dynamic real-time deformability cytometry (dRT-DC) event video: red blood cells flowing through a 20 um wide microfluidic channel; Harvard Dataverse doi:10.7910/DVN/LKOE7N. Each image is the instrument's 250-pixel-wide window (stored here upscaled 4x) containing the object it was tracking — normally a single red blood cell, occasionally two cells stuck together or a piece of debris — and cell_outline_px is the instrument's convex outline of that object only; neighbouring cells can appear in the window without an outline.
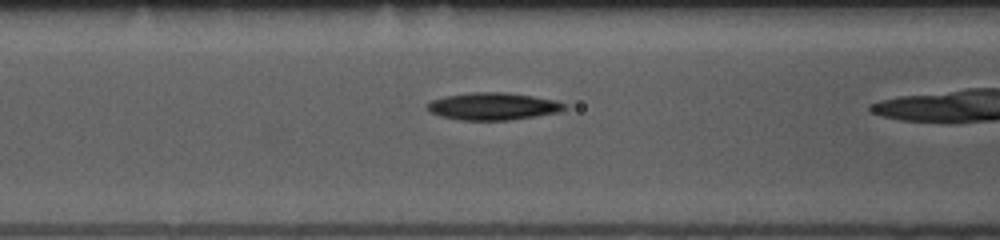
{"species": "common noctule bat (a hibernating species)", "species_latin": "Nyctalus noctula", "temperature_condition": "room temperature", "stored_images_in_passage": 33, "camera_frame_rate_fps": 3000, "um_per_image_px": 0.085, "animal": {"sex": "female", "body_mass_g": 10.0, "forearm_length_mm": 53.1}, "frame": {"image": 1, "passage_image": 12, "time_ms": 3.667, "image_size_px": [1000, 240], "cell_outline_px": [[568, 108], [560, 112], [508, 120], [460, 120], [440, 116], [428, 112], [424, 108], [424, 104], [432, 100], [444, 96], [472, 92], [504, 92], [532, 96], [556, 100], [564, 104]], "centroid_in_image_um": [41.84, 9.03], "position_along_channel_um": 124.8, "area_um2": 22.02}}
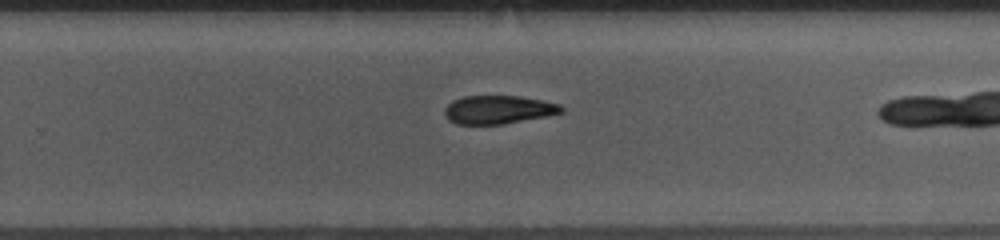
{"frame": {"image": 2, "passage_image": 25, "time_ms": 8.0, "image_size_px": [1000, 240], "cell_outline_px": [[564, 112], [548, 116], [504, 124], [456, 124], [448, 120], [444, 116], [444, 108], [452, 100], [464, 96], [520, 96], [560, 104], [564, 108]], "centroid_in_image_um": [42.35, 9.32], "position_along_channel_um": 287.5, "area_um2": 19.48}}
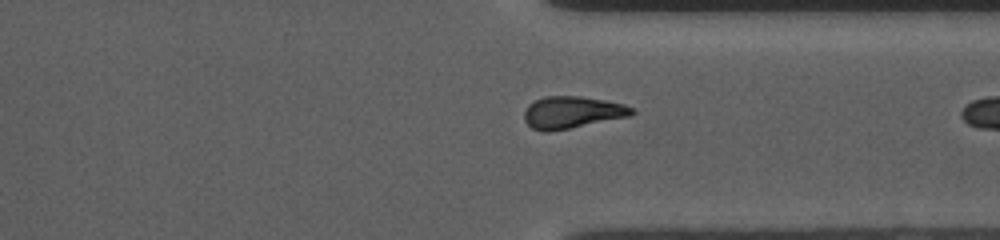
{"frame": {"image": 3, "passage_image": 31, "time_ms": 10.0, "image_size_px": [1000, 240], "cell_outline_px": [[636, 112], [632, 116], [548, 132], [544, 132], [532, 128], [524, 120], [524, 112], [528, 104], [544, 96], [580, 96], [604, 100], [624, 104], [636, 108]], "centroid_in_image_um": [48.66, 9.55], "position_along_channel_um": 362.7, "area_um2": 20.23}}